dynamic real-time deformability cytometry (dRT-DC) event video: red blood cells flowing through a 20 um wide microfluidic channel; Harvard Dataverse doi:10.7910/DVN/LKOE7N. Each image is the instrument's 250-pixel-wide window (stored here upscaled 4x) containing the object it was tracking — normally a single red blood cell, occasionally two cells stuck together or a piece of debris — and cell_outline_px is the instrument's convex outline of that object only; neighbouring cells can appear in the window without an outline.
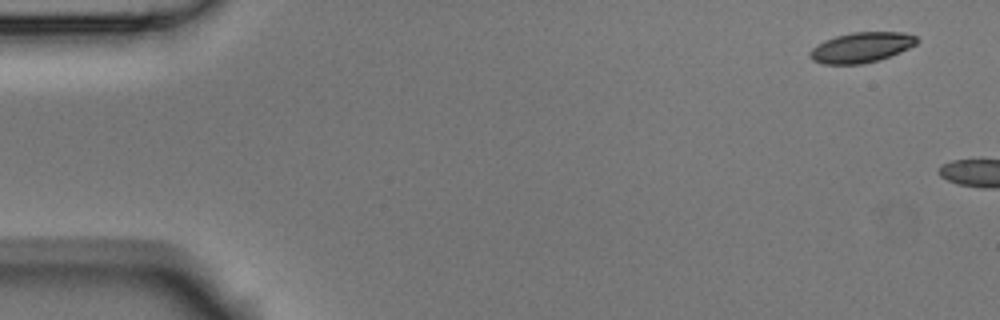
{"species": "Egyptian fruit bat (a non-hibernating species)", "species_latin": "Rousettus aegyptiacus", "temperature_condition": "room temperature", "stored_images_in_passage": 7, "camera_frame_rate_fps": 3000, "um_per_image_px": 0.085, "animal": {"sex": "male"}, "frame": {"image": 1, "passage_image": 1, "time_ms": 0.0, "image_size_px": [1000, 320], "cell_outline_px": [[920, 40], [916, 44], [900, 52], [880, 60], [860, 64], [824, 64], [812, 60], [808, 56], [808, 52], [816, 44], [824, 40], [836, 36], [852, 32], [904, 32], [916, 36]], "centroid_in_image_um": [73.2, 4.03], "position_along_channel_um": 11.8, "area_um2": 19.02}}
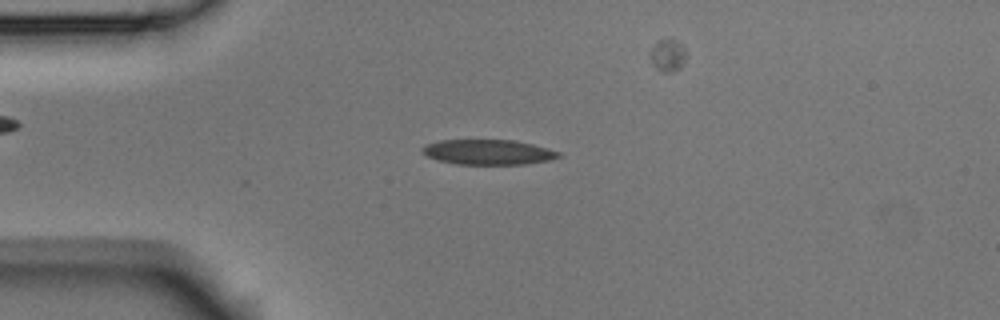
{"frame": {"image": 2, "passage_image": 5, "time_ms": 1.333, "image_size_px": [1000, 320], "cell_outline_px": [[564, 156], [548, 160], [524, 164], [456, 164], [440, 160], [428, 156], [420, 152], [420, 148], [424, 144], [440, 140], [516, 140], [548, 148], [560, 152]], "centroid_in_image_um": [41.49, 12.92], "position_along_channel_um": 43.5, "area_um2": 20.0}}
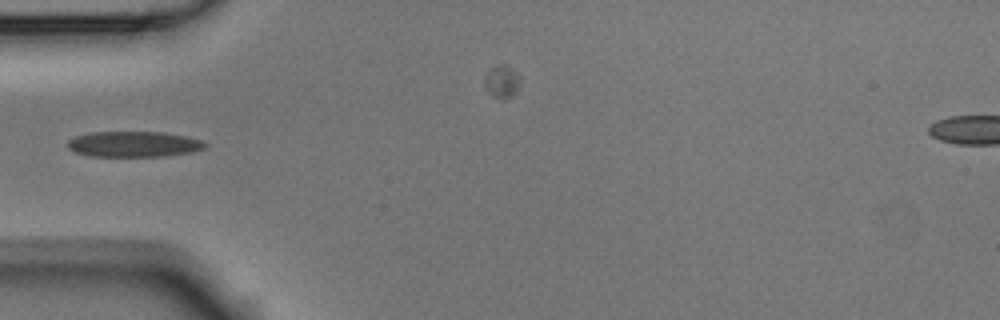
{"frame": {"image": 3, "passage_image": 6, "time_ms": 1.667, "image_size_px": [1000, 320], "cell_outline_px": [[208, 144], [204, 148], [192, 152], [164, 156], [88, 156], [76, 152], [68, 148], [68, 140], [76, 136], [92, 132], [164, 132], [188, 136], [200, 140]], "centroid_in_image_um": [11.39, 12.25], "position_along_channel_um": 73.6, "area_um2": 20.52}}